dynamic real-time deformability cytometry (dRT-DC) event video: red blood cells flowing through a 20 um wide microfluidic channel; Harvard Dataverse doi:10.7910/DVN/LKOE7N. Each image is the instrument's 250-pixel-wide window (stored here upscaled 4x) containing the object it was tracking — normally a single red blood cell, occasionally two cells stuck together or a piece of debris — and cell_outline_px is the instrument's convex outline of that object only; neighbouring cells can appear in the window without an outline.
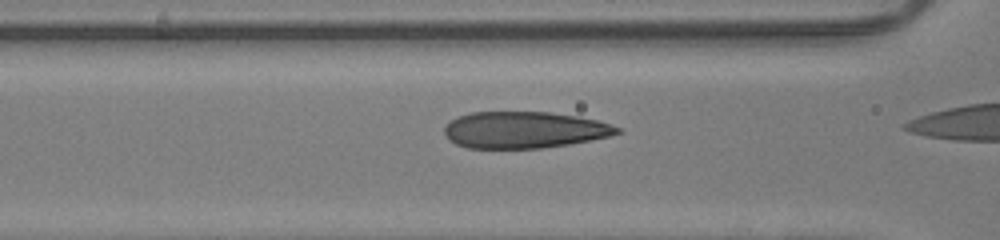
{"species": "human", "species_latin": "Homo sapiens", "temperature_condition": "room temperature", "stored_images_in_passage": 25, "camera_frame_rate_fps": 3000, "um_per_image_px": 0.085, "donor": {"sex": "male"}, "frame": {"image": 1, "passage_image": 23, "time_ms": 7.333, "image_size_px": [1000, 240], "cell_outline_px": [[624, 132], [592, 140], [568, 144], [540, 148], [468, 148], [456, 144], [448, 140], [444, 132], [444, 128], [452, 120], [460, 116], [472, 112], [548, 112], [576, 116], [596, 120], [612, 124], [620, 128]], "centroid_in_image_um": [44.58, 11.04], "position_along_channel_um": 122.0, "area_um2": 36.76}}